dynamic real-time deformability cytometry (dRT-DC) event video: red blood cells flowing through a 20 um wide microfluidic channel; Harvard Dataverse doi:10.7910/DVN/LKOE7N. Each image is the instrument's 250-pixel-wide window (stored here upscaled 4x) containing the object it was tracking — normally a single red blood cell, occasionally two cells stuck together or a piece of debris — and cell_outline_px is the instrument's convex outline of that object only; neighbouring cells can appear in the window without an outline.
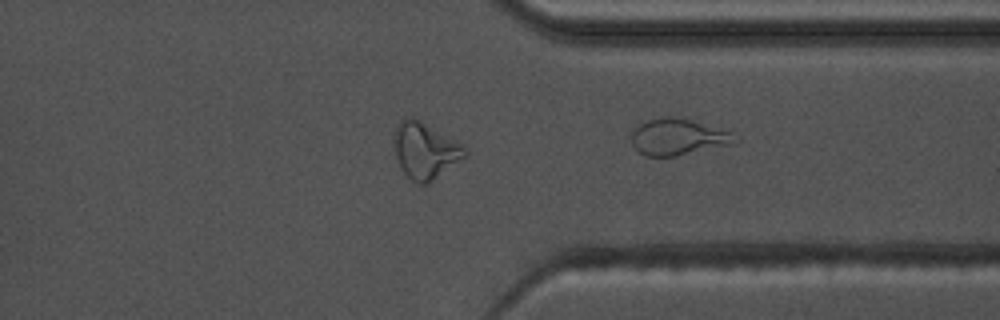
{"species": "common noctule bat (a hibernating species)", "species_latin": "Nyctalus noctula", "temperature_condition": "warm", "stored_images_in_passage": 45, "camera_frame_rate_fps": 3000, "um_per_image_px": 0.085, "animal": {"sex": "male", "body_mass_g": 17.5, "forearm_length_mm": 52.3}, "frame": {"image": 1, "passage_image": 45, "time_ms": 14.667, "image_size_px": [1000, 320], "cell_outline_px": [[736, 140], [732, 144], [672, 156], [644, 156], [632, 144], [632, 132], [640, 120], [660, 116], [672, 116], [692, 120], [728, 132]], "centroid_in_image_um": [57.5, 11.61], "position_along_channel_um": 353.9, "area_um2": 21.62}}